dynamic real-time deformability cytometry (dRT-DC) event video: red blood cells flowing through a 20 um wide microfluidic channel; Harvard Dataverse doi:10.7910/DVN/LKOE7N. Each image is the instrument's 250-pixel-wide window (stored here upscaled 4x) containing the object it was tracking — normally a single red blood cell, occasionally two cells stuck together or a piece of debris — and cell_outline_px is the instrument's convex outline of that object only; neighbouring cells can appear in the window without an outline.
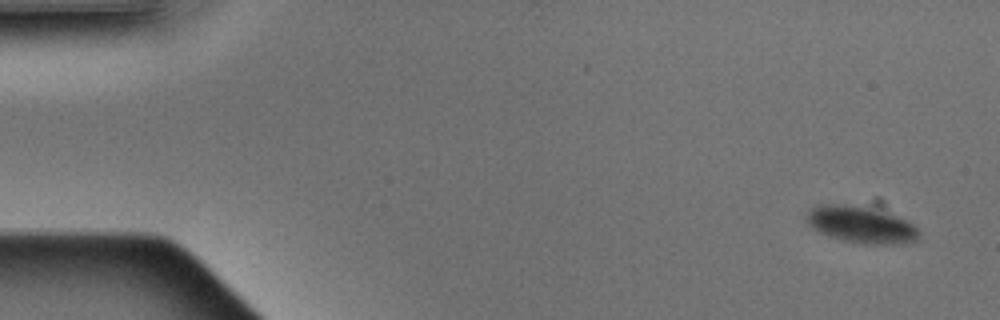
{"species": "Egyptian fruit bat (a non-hibernating species)", "species_latin": "Rousettus aegyptiacus", "temperature_condition": "warm", "stored_images_in_passage": 7, "camera_frame_rate_fps": 3000, "um_per_image_px": 0.085, "animal": {"sex": "male"}, "frame": {"image": 1, "passage_image": 6, "time_ms": 1.667, "image_size_px": [1000, 320], "cell_outline_px": [[920, 236], [916, 240], [904, 244], [860, 244], [828, 236], [808, 224], [808, 212], [816, 204], [876, 200], [880, 200], [912, 224], [920, 232]], "centroid_in_image_um": [73.32, 18.95], "position_along_channel_um": 11.7, "area_um2": 26.59}}